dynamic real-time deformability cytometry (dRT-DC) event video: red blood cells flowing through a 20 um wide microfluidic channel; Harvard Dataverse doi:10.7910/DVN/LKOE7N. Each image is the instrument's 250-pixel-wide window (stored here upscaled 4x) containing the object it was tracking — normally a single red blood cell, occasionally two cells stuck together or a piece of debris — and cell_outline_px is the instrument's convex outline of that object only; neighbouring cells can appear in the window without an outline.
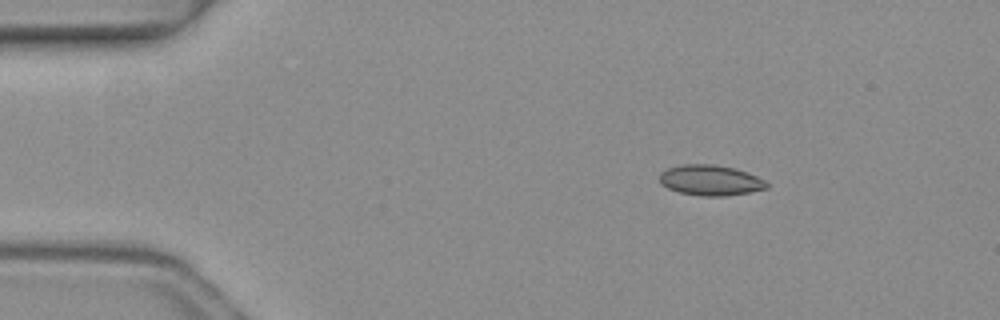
{"species": "common noctule bat (a hibernating species)", "species_latin": "Nyctalus noctula", "temperature_condition": "warm", "stored_images_in_passage": 4, "camera_frame_rate_fps": 3000, "um_per_image_px": 0.085, "animal": {"sex": "female", "body_mass_g": 19.3, "forearm_length_mm": 54.1}, "frame": {"image": 1, "passage_image": 2, "time_ms": 0.333, "image_size_px": [1000, 320], "cell_outline_px": [[768, 188], [748, 192], [724, 196], [700, 196], [680, 192], [668, 188], [660, 184], [660, 172], [668, 168], [680, 164], [712, 164], [732, 168], [748, 172], [764, 180], [768, 184]], "centroid_in_image_um": [60.36, 15.32], "position_along_channel_um": 24.6, "area_um2": 18.96}}